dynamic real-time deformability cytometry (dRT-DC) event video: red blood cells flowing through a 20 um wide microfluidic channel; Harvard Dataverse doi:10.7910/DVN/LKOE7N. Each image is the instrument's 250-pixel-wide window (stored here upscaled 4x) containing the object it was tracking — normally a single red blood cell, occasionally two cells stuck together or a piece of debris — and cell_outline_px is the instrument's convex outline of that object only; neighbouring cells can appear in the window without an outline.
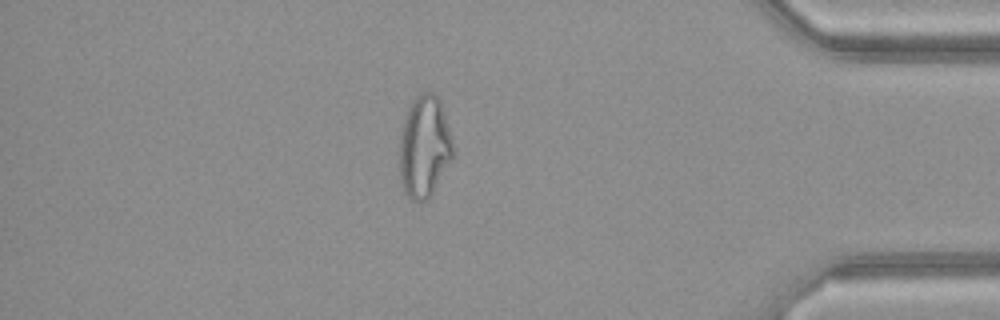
{"species": "common noctule bat (a hibernating species)", "species_latin": "Nyctalus noctula", "temperature_condition": "warm", "stored_images_in_passage": 49, "camera_frame_rate_fps": 3000, "um_per_image_px": 0.085, "animal": {"sex": "female", "body_mass_g": 21.9}, "frame": {"image": 1, "passage_image": 42, "time_ms": 13.667, "image_size_px": [1000, 320], "cell_outline_px": [[456, 156], [428, 200], [408, 200], [404, 192], [400, 180], [400, 132], [404, 116], [412, 100], [420, 92], [432, 92], [440, 100], [452, 140]], "centroid_in_image_um": [36.08, 12.5], "position_along_channel_um": 399.1, "area_um2": 32.37}}